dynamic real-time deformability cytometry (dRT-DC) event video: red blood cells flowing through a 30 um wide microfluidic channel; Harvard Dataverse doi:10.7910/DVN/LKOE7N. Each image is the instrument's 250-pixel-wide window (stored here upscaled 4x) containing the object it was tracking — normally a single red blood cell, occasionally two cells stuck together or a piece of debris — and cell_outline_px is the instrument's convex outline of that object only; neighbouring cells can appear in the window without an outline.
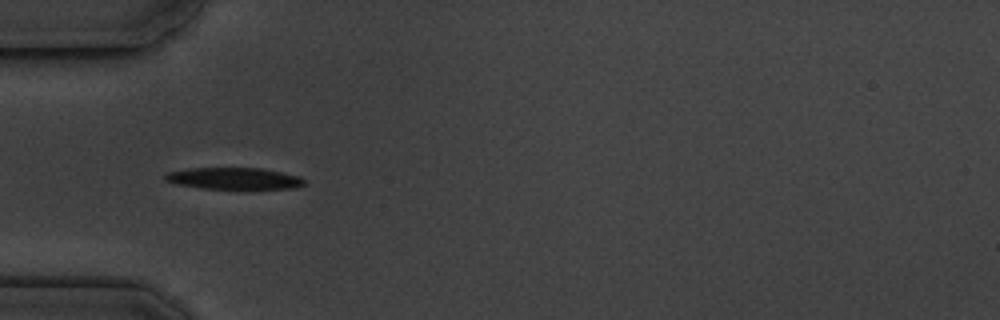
{"species": "common noctule bat (a hibernating species)", "species_latin": "Nyctalus noctula", "temperature_condition": "cold", "stored_images_in_passage": 17, "camera_frame_rate_fps": 3000, "um_per_image_px": 0.085, "animal": {"sex": "male", "body_mass_g": 19.5, "forearm_length_mm": 54.6}, "frame": {"image": 1, "passage_image": 6, "time_ms": 5.667, "image_size_px": [1000, 320], "cell_outline_px": [[304, 184], [292, 188], [200, 188], [176, 184], [164, 180], [164, 176], [168, 172], [192, 168], [260, 168], [300, 176], [304, 180]], "centroid_in_image_um": [19.85, 15.16], "position_along_channel_um": 65.2, "area_um2": 17.22}}
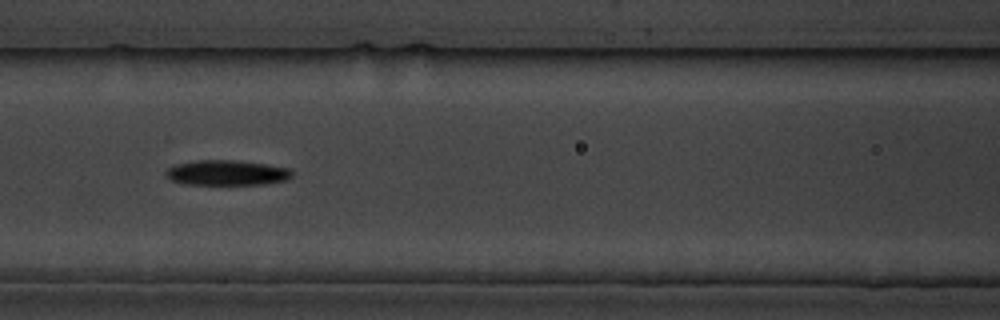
{"frame": {"image": 2, "passage_image": 8, "time_ms": 8.0, "image_size_px": [1000, 320], "cell_outline_px": [[292, 176], [284, 180], [264, 184], [184, 184], [168, 180], [164, 172], [168, 168], [176, 164], [200, 160], [232, 160], [264, 164], [292, 168]], "centroid_in_image_um": [19.24, 14.69], "position_along_channel_um": 147.4, "area_um2": 18.44}}
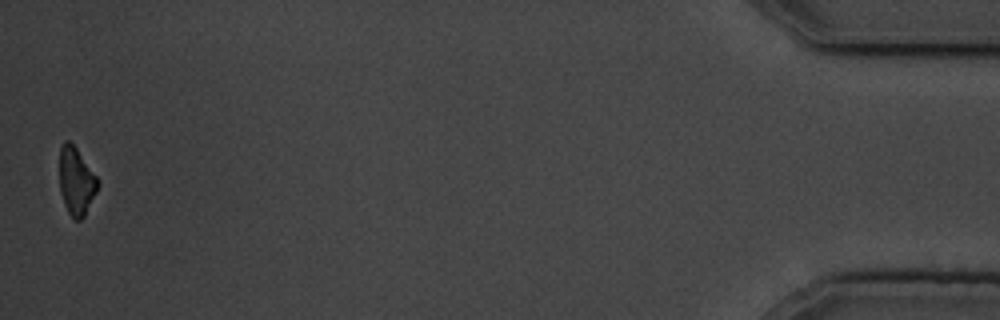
{"frame": {"image": 3, "passage_image": 17, "time_ms": 18.333, "image_size_px": [1000, 320], "cell_outline_px": [[100, 184], [84, 216], [80, 220], [76, 220], [68, 212], [64, 204], [60, 192], [60, 148], [64, 140], [68, 140], [76, 148], [96, 176]], "centroid_in_image_um": [6.47, 15.4], "position_along_channel_um": 428.7, "area_um2": 14.85}, "authors_computed_cell_mechanics": {"area_um2": 18.207, "velocity_mm_per_s": 3.5911, "shape_relaxation_time_tau1_ms": 2.808, "shape_relaxation_time_tau2_ms": null, "deformation_change_tau1": 0.1147, "deformation_change_tau2": null}}